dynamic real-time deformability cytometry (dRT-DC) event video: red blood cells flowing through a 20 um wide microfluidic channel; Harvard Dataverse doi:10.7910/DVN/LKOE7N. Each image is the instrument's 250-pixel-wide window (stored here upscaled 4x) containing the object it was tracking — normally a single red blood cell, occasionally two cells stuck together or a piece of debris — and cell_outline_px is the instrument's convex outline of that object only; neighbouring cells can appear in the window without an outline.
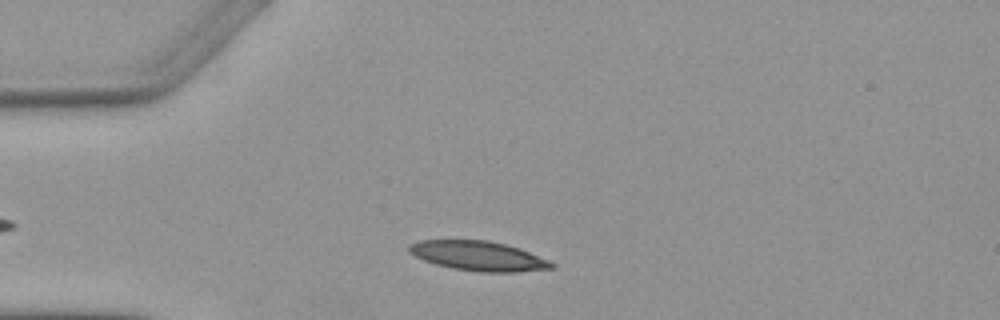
{"species": "Egyptian fruit bat (a non-hibernating species)", "species_latin": "Rousettus aegyptiacus", "temperature_condition": "warm", "stored_images_in_passage": 2, "camera_frame_rate_fps": 3000, "um_per_image_px": 0.085, "animal": {"sex": "female"}, "frame": {"image": 1, "passage_image": 1, "time_ms": 0.0, "image_size_px": [1000, 320], "cell_outline_px": [[556, 264], [552, 268], [512, 272], [476, 272], [452, 268], [436, 264], [424, 260], [408, 252], [408, 244], [420, 240], [488, 240], [520, 248], [548, 260]], "centroid_in_image_um": [40.63, 21.75], "position_along_channel_um": 44.4, "area_um2": 24.51}}